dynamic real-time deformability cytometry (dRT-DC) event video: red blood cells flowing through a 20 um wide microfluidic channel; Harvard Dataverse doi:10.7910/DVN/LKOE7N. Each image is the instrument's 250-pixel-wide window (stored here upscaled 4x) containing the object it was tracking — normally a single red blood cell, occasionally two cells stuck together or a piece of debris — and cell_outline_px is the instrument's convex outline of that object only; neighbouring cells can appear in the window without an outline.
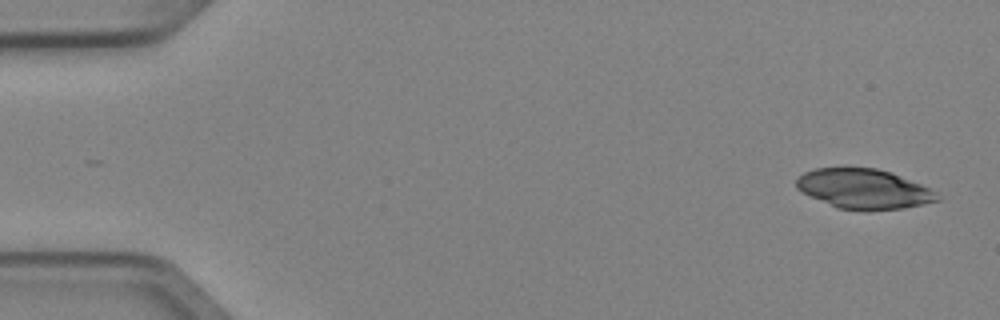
{"species": "Egyptian fruit bat (a non-hibernating species)", "species_latin": "Rousettus aegyptiacus", "temperature_condition": "cold", "stored_images_in_passage": 5, "camera_frame_rate_fps": 3000, "um_per_image_px": 0.085, "animal": {"sex": "female"}, "frame": {"image": 1, "passage_image": 1, "time_ms": 0.0, "image_size_px": [1000, 320], "cell_outline_px": [[940, 200], [904, 208], [836, 208], [796, 188], [796, 180], [804, 172], [816, 168], [876, 168], [892, 172], [920, 184], [936, 192], [940, 196]], "centroid_in_image_um": [73.43, 16.02], "position_along_channel_um": 11.6, "area_um2": 31.73}}
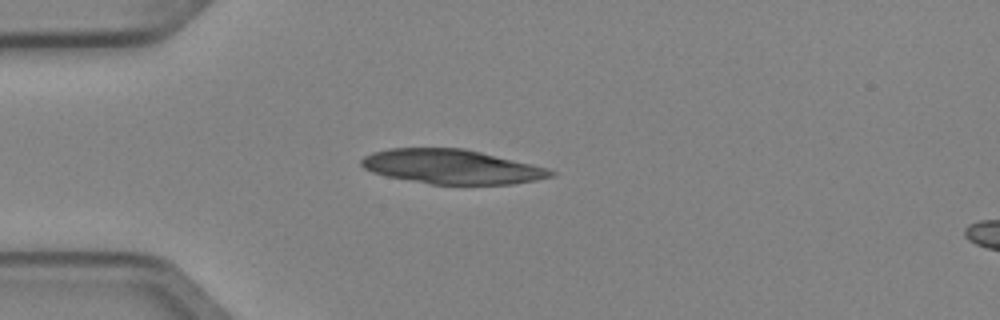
{"frame": {"image": 2, "passage_image": 4, "time_ms": 1.0, "image_size_px": [1000, 320], "cell_outline_px": [[556, 176], [536, 180], [512, 184], [432, 184], [388, 176], [372, 172], [364, 168], [360, 164], [360, 160], [364, 156], [372, 152], [392, 148], [464, 148], [532, 164], [548, 168], [556, 172]], "centroid_in_image_um": [38.42, 14.16], "position_along_channel_um": 46.6, "area_um2": 37.8}}